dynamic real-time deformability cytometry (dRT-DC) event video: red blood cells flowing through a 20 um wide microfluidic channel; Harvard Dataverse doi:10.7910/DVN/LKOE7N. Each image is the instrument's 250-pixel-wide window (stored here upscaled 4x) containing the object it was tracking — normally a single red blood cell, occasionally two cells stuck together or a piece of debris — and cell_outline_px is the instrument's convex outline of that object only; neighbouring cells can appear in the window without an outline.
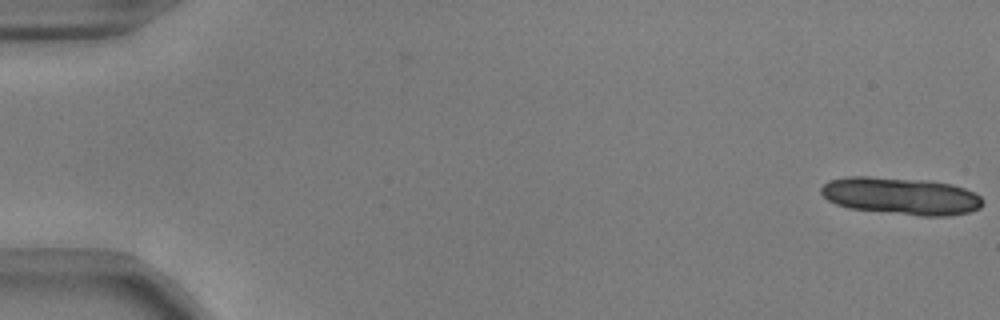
{"species": "common noctule bat (a hibernating species)", "species_latin": "Nyctalus noctula", "temperature_condition": "warm", "stored_images_in_passage": 16, "camera_frame_rate_fps": 3000, "um_per_image_px": 0.085, "animal": {"sex": "male", "body_mass_g": 17.9, "forearm_length_mm": 54.2}, "frame": {"image": 1, "passage_image": 1, "time_ms": 0.0, "image_size_px": [1000, 320], "cell_outline_px": [[984, 204], [980, 208], [968, 212], [948, 216], [920, 216], [848, 208], [836, 204], [828, 200], [820, 192], [820, 188], [828, 180], [848, 176], [868, 176], [928, 180], [952, 184], [964, 188], [980, 196], [984, 200]], "centroid_in_image_um": [76.58, 16.65], "position_along_channel_um": 8.4, "area_um2": 35.37}}